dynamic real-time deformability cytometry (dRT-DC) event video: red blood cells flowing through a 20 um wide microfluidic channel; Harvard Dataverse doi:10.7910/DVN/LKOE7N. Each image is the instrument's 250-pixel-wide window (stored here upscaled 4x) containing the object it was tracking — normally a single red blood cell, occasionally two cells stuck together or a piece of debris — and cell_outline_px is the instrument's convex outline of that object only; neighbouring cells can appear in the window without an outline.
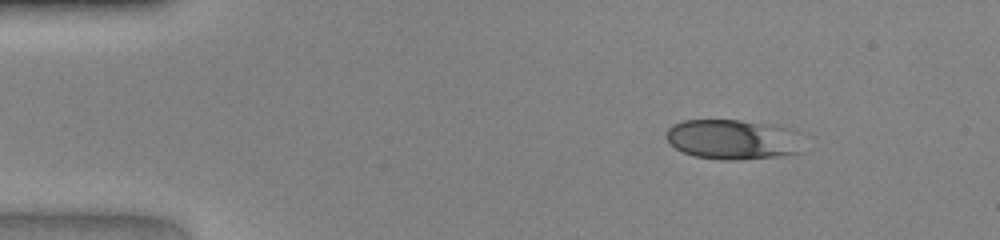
{"species": "human", "species_latin": "Homo sapiens", "temperature_condition": "warm", "stored_images_in_passage": 41, "camera_frame_rate_fps": 3000, "um_per_image_px": 0.085, "donor": {"sex": "female"}, "frame": {"image": 1, "passage_image": 1, "time_ms": 0.0, "image_size_px": [1000, 240], "cell_outline_px": [[804, 152], [780, 156], [736, 160], [720, 160], [692, 156], [676, 148], [664, 136], [664, 132], [672, 124], [684, 120], [740, 120], [780, 124], [796, 128], [800, 132]], "centroid_in_image_um": [62.39, 11.83], "position_along_channel_um": 22.6, "area_um2": 33.06}}
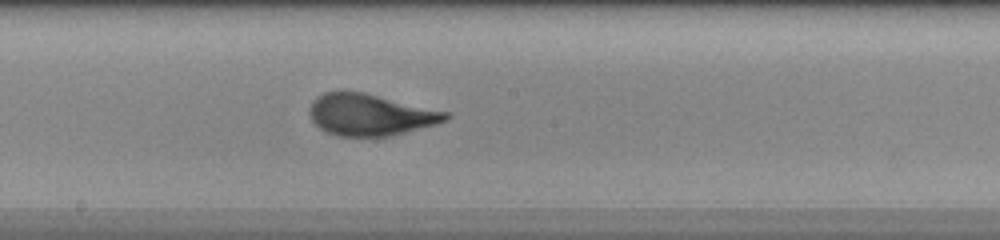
{"frame": {"image": 2, "passage_image": 20, "time_ms": 6.333, "image_size_px": [1000, 240], "cell_outline_px": [[452, 116], [448, 120], [436, 124], [384, 136], [336, 136], [324, 132], [312, 120], [308, 112], [308, 108], [312, 100], [316, 96], [324, 92], [364, 92], [452, 112]], "centroid_in_image_um": [31.47, 9.74], "position_along_channel_um": 216.7, "area_um2": 33.18}}
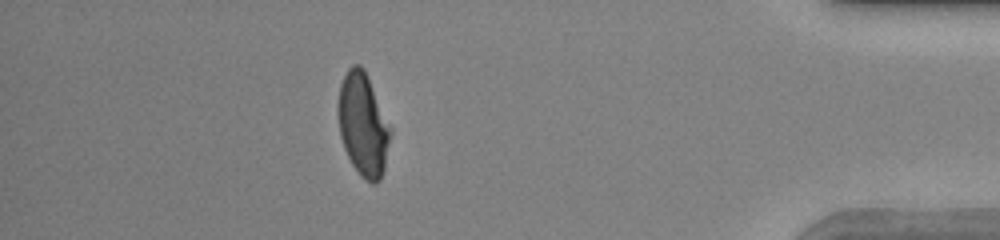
{"frame": {"image": 3, "passage_image": 36, "time_ms": 11.667, "image_size_px": [1000, 240], "cell_outline_px": [[392, 132], [384, 168], [380, 180], [376, 184], [372, 184], [360, 176], [352, 164], [344, 148], [340, 136], [336, 112], [336, 108], [340, 84], [348, 68], [352, 64], [360, 64], [364, 68], [392, 128]], "centroid_in_image_um": [30.85, 10.58], "position_along_channel_um": 404.4, "area_um2": 31.91}}